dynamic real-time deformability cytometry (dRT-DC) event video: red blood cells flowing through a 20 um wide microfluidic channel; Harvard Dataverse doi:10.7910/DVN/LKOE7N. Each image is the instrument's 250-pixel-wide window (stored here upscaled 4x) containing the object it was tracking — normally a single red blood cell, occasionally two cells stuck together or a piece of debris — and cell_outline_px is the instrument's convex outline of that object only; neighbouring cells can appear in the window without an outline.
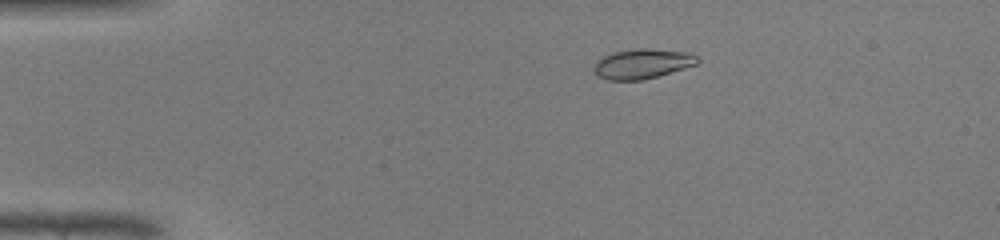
{"species": "common noctule bat (a hibernating species)", "species_latin": "Nyctalus noctula", "temperature_condition": "warm", "stored_images_in_passage": 43, "camera_frame_rate_fps": 3000, "um_per_image_px": 0.085, "animal": {"sex": "male", "body_mass_g": 19.0, "forearm_length_mm": 50.8}, "frame": {"image": 1, "passage_image": 5, "time_ms": 1.333, "image_size_px": [1000, 240], "cell_outline_px": [[700, 60], [696, 64], [684, 68], [644, 80], [608, 80], [600, 76], [592, 68], [596, 60], [612, 52], [636, 48], [644, 48], [692, 52]], "centroid_in_image_um": [54.6, 5.41], "position_along_channel_um": 30.4, "area_um2": 18.03}}
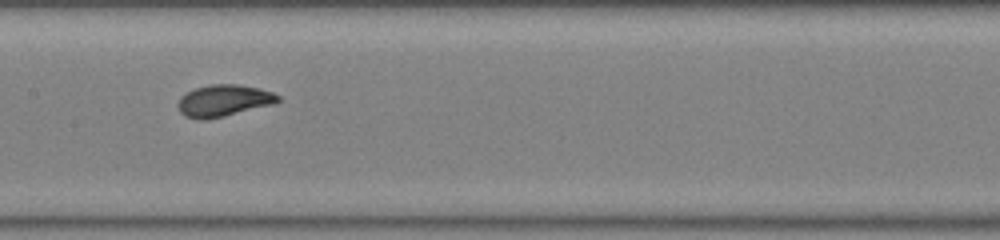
{"frame": {"image": 2, "passage_image": 20, "time_ms": 6.333, "image_size_px": [1000, 240], "cell_outline_px": [[280, 100], [272, 104], [224, 116], [204, 120], [196, 120], [184, 116], [180, 112], [176, 104], [180, 96], [196, 88], [212, 84], [236, 84], [260, 88], [272, 92], [280, 96]], "centroid_in_image_um": [18.97, 8.56], "position_along_channel_um": 188.4, "area_um2": 18.5}}
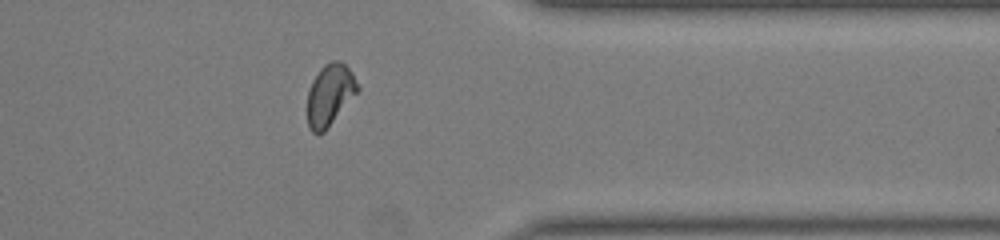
{"frame": {"image": 3, "passage_image": 34, "time_ms": 11.0, "image_size_px": [1000, 240], "cell_outline_px": [[360, 88], [324, 132], [312, 132], [308, 124], [308, 92], [312, 80], [320, 68], [324, 64], [332, 60], [340, 60], [352, 72]], "centroid_in_image_um": [28.03, 8.02], "position_along_channel_um": 383.4, "area_um2": 17.69}, "authors_computed_cell_mechanics": {"area_um2": 18.2648, "velocity_mm_per_s": 4.3598, "shape_relaxation_time_tau1_ms": 2.3966, "shape_relaxation_time_tau2_ms": null, "deformation_change_tau1": 0.1311, "deformation_change_tau2": null}}